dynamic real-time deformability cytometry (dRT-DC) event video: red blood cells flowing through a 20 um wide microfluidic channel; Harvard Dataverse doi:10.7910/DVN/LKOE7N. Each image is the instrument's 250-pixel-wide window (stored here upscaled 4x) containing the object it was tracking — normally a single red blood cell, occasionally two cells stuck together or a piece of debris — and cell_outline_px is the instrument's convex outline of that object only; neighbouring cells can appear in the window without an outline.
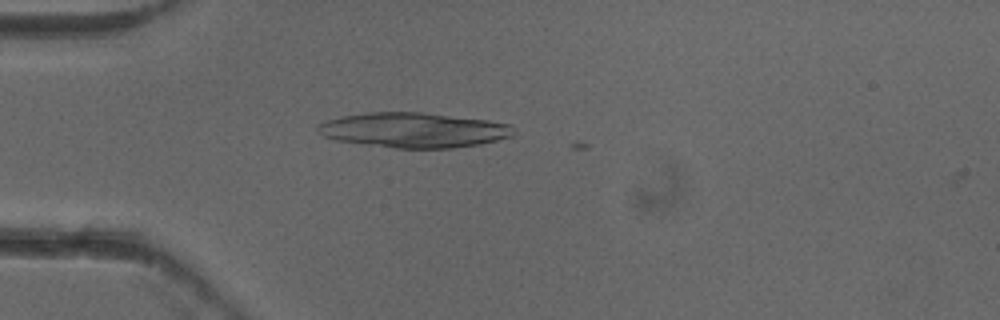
{"species": "common noctule bat (a hibernating species)", "species_latin": "Nyctalus noctula", "temperature_condition": "cold", "stored_images_in_passage": 3, "camera_frame_rate_fps": 3000, "um_per_image_px": 0.085, "animal": {"sex": "female"}, "frame": {"image": 1, "passage_image": 2, "time_ms": 0.333, "image_size_px": [1000, 320], "cell_outline_px": [[516, 132], [512, 136], [480, 144], [452, 148], [396, 148], [364, 144], [336, 140], [324, 136], [316, 128], [320, 124], [328, 120], [340, 116], [364, 112], [424, 112], [488, 120], [512, 124], [516, 128]], "centroid_in_image_um": [35.21, 11.05], "position_along_channel_um": 49.8, "area_um2": 40.06}}